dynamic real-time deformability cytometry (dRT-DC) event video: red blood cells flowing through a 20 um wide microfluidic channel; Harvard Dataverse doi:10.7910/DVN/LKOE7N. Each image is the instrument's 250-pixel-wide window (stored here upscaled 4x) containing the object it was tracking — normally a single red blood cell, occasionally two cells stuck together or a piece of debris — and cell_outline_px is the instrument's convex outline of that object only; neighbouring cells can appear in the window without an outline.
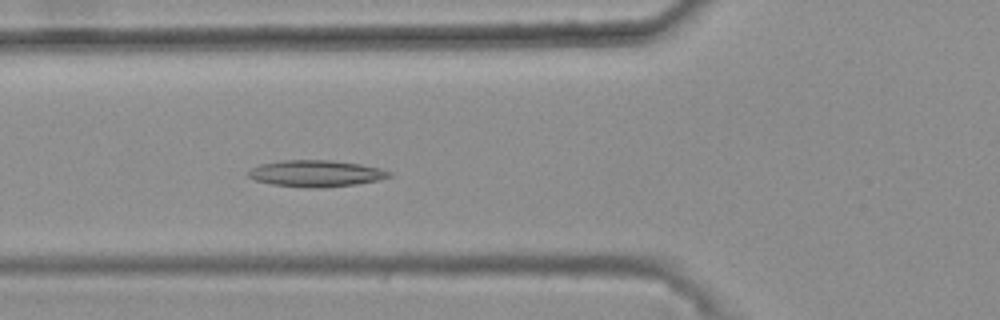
{"species": "common noctule bat (a hibernating species)", "species_latin": "Nyctalus noctula", "temperature_condition": "warm", "stored_images_in_passage": 27, "camera_frame_rate_fps": 3000, "um_per_image_px": 0.085, "animal": {"sex": "female", "body_mass_g": 25.1}, "frame": {"image": 1, "passage_image": 4, "time_ms": 1.0, "image_size_px": [1000, 320], "cell_outline_px": [[392, 176], [376, 180], [356, 184], [324, 188], [312, 188], [272, 184], [256, 180], [248, 176], [248, 172], [252, 168], [260, 164], [280, 160], [332, 160], [360, 164], [380, 168], [392, 172]], "centroid_in_image_um": [26.87, 14.74], "position_along_channel_um": 98.9, "area_um2": 21.73}}
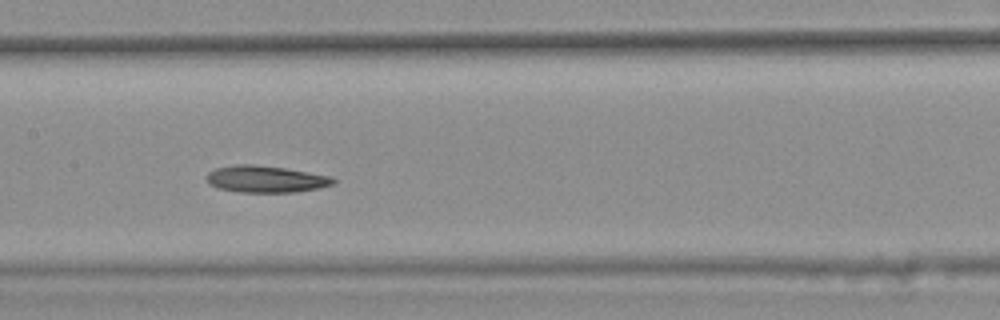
{"frame": {"image": 2, "passage_image": 11, "time_ms": 3.333, "image_size_px": [1000, 320], "cell_outline_px": [[336, 180], [332, 184], [320, 188], [296, 192], [240, 192], [220, 188], [208, 184], [208, 172], [216, 168], [236, 164], [252, 164], [284, 168], [332, 176]], "centroid_in_image_um": [22.61, 15.22], "position_along_channel_um": 184.8, "area_um2": 19.65}}
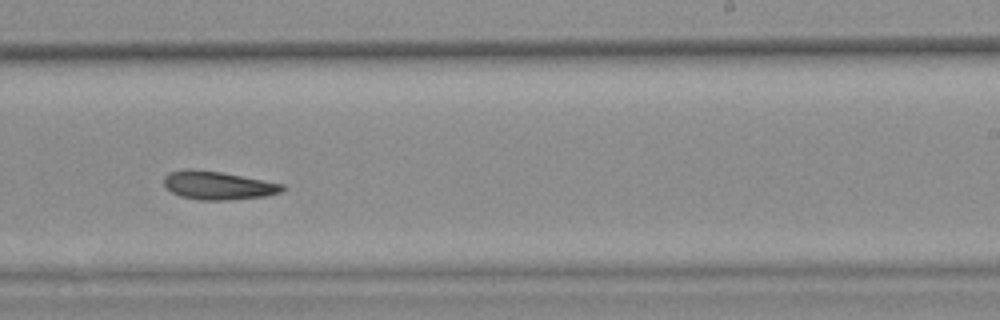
{"frame": {"image": 3, "passage_image": 18, "time_ms": 5.667, "image_size_px": [1000, 320], "cell_outline_px": [[284, 188], [280, 192], [264, 196], [228, 200], [200, 200], [180, 196], [172, 192], [164, 184], [164, 176], [168, 172], [184, 168], [192, 168], [220, 172], [284, 184]], "centroid_in_image_um": [18.47, 15.75], "position_along_channel_um": 270.5, "area_um2": 19.48}}